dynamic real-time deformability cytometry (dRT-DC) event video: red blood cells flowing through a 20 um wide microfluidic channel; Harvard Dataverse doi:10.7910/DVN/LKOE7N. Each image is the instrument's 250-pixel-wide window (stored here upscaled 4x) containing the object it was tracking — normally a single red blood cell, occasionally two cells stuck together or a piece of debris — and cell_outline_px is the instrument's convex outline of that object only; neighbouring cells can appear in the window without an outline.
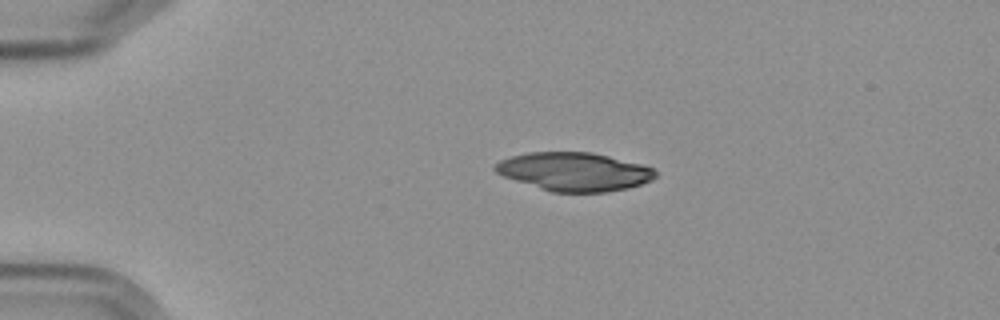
{"species": "Egyptian fruit bat (a non-hibernating species)", "species_latin": "Rousettus aegyptiacus", "temperature_condition": "cold", "stored_images_in_passage": 6, "camera_frame_rate_fps": 3000, "um_per_image_px": 0.085, "frame": {"image": 1, "passage_image": 3, "time_ms": 2.333, "image_size_px": [1000, 320], "cell_outline_px": [[656, 176], [652, 180], [628, 188], [604, 192], [552, 192], [504, 176], [496, 172], [492, 168], [492, 164], [500, 160], [512, 156], [528, 152], [592, 152], [640, 164], [652, 168], [656, 172]], "centroid_in_image_um": [48.78, 14.58], "position_along_channel_um": 36.2, "area_um2": 35.66}}